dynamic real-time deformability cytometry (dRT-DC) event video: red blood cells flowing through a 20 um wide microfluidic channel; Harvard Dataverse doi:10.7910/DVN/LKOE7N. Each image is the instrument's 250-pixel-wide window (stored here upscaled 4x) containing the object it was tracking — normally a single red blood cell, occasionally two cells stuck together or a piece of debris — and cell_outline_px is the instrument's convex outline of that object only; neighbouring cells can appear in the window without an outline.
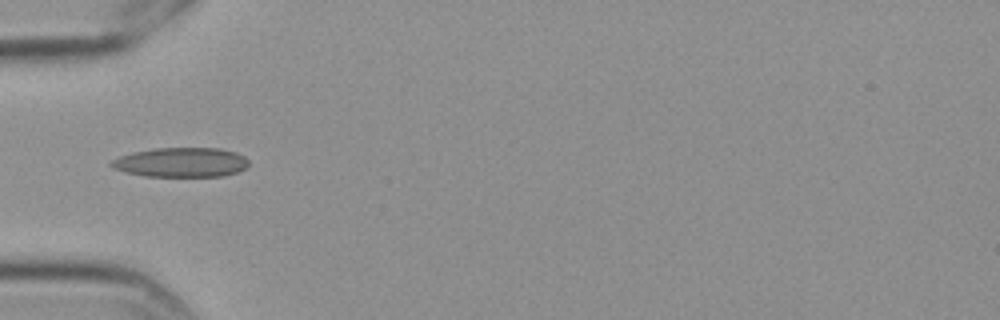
{"species": "Egyptian fruit bat (a non-hibernating species)", "species_latin": "Rousettus aegyptiacus", "temperature_condition": "cold", "stored_images_in_passage": 2, "camera_frame_rate_fps": 3000, "um_per_image_px": 0.085, "frame": {"image": 1, "passage_image": 1, "time_ms": 0.0, "image_size_px": [1000, 320], "cell_outline_px": [[248, 168], [224, 176], [144, 176], [112, 168], [108, 164], [112, 160], [120, 156], [132, 152], [156, 148], [220, 148], [236, 152], [244, 156], [248, 160]], "centroid_in_image_um": [15.41, 13.79], "position_along_channel_um": 69.6, "area_um2": 23.7}}
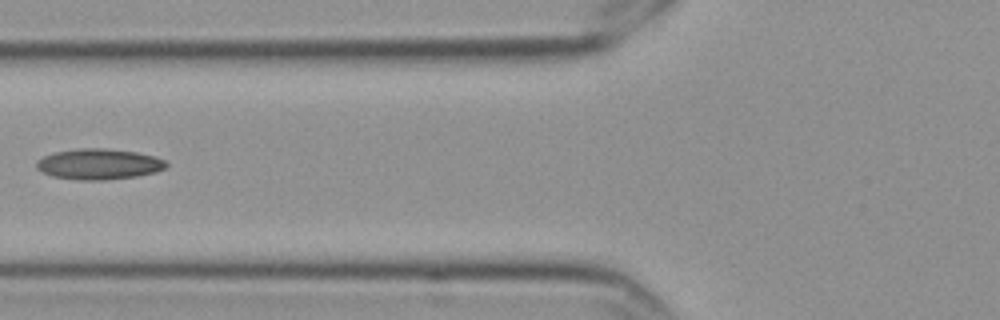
{"frame": {"image": 2, "passage_image": 2, "time_ms": 0.333, "image_size_px": [1000, 320], "cell_outline_px": [[168, 164], [164, 168], [156, 172], [136, 176], [104, 180], [80, 180], [52, 176], [36, 168], [36, 164], [44, 156], [56, 152], [80, 148], [104, 148], [136, 152], [152, 156], [164, 160]], "centroid_in_image_um": [8.41, 13.95], "position_along_channel_um": 117.4, "area_um2": 22.89}}